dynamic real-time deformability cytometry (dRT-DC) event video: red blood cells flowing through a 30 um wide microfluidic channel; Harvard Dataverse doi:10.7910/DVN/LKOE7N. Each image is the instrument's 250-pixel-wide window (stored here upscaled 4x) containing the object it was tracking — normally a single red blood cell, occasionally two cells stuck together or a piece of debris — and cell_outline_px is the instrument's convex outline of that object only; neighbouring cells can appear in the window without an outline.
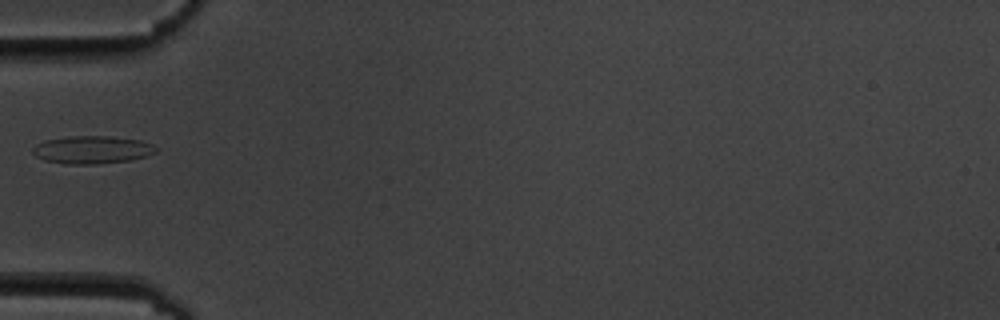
{"species": "common noctule bat (a hibernating species)", "species_latin": "Nyctalus noctula", "temperature_condition": "cold", "stored_images_in_passage": 15, "camera_frame_rate_fps": 3000, "um_per_image_px": 0.085, "animal": {"sex": "male", "body_mass_g": 19.5, "forearm_length_mm": 54.6}, "frame": {"image": 1, "passage_image": 5, "time_ms": 5.667, "image_size_px": [1000, 320], "cell_outline_px": [[160, 148], [156, 152], [132, 160], [100, 164], [64, 164], [44, 160], [36, 156], [32, 152], [32, 148], [36, 144], [44, 140], [72, 136], [112, 136], [140, 140], [152, 144]], "centroid_in_image_um": [7.84, 12.73], "position_along_channel_um": 77.2, "area_um2": 20.17}}
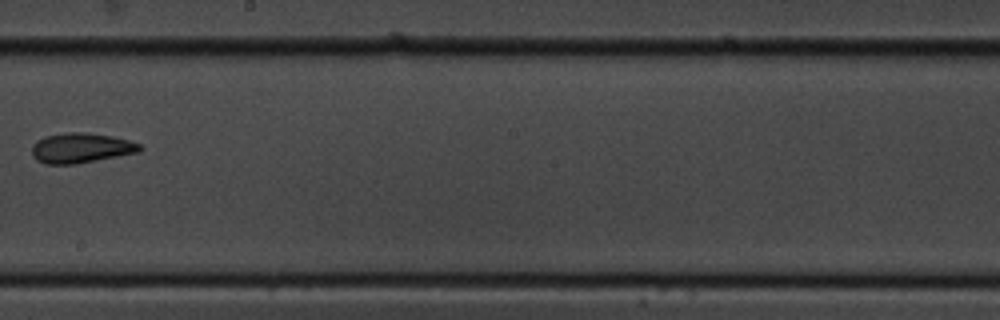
{"frame": {"image": 2, "passage_image": 9, "time_ms": 10.333, "image_size_px": [1000, 320], "cell_outline_px": [[144, 148], [140, 152], [76, 164], [44, 164], [36, 160], [32, 156], [32, 144], [44, 136], [72, 132], [84, 132], [112, 136], [128, 140], [140, 144]], "centroid_in_image_um": [6.88, 12.59], "position_along_channel_um": 241.3, "area_um2": 18.96}}
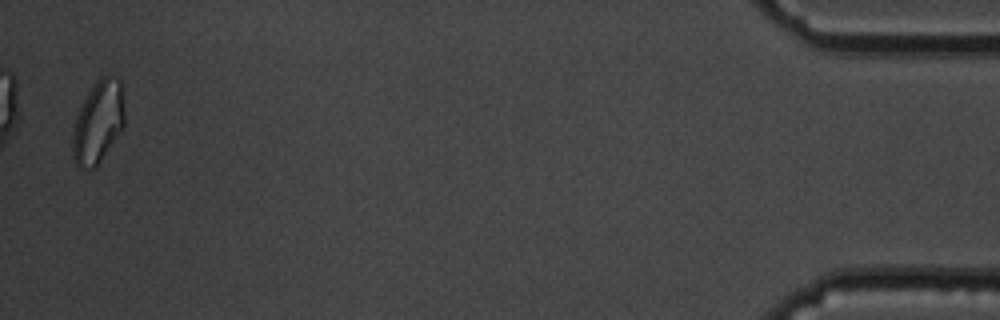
{"frame": {"image": 3, "passage_image": 15, "time_ms": 18.0, "image_size_px": [1000, 320], "cell_outline_px": [[124, 128], [100, 160], [92, 168], [80, 168], [76, 164], [72, 152], [72, 136], [76, 116], [88, 92], [100, 76], [108, 72], [116, 76], [124, 84]], "centroid_in_image_um": [8.38, 10.28], "position_along_channel_um": 426.8, "area_um2": 25.26}, "authors_computed_cell_mechanics": {"area_um2": 20.1722, "velocity_mm_per_s": 3.5271, "shape_relaxation_time_tau1_ms": null, "shape_relaxation_time_tau2_ms": 1.704, "deformation_change_tau1": null, "deformation_change_tau2": 0.0882}}